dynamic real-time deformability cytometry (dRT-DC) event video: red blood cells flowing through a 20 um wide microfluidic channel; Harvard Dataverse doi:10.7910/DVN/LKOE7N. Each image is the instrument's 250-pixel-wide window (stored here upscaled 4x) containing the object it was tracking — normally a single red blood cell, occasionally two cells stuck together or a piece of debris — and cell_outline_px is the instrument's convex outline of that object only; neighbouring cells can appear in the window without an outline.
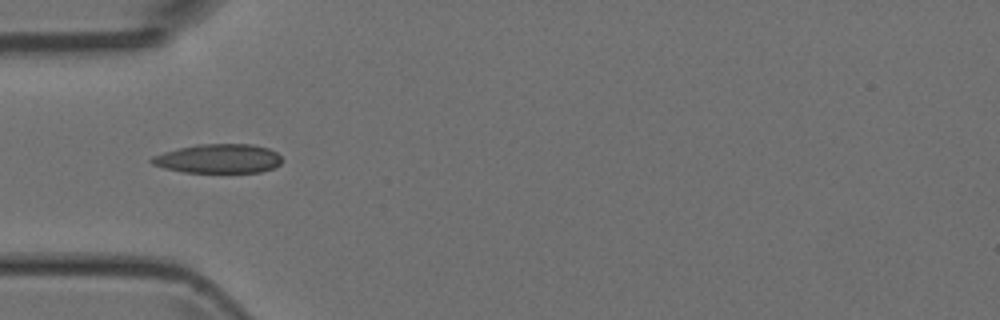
{"species": "Egyptian fruit bat (a non-hibernating species)", "species_latin": "Rousettus aegyptiacus", "temperature_condition": "room temperature", "stored_images_in_passage": 3, "camera_frame_rate_fps": 3000, "um_per_image_px": 0.085, "animal": {"sex": "female"}, "frame": {"image": 1, "passage_image": 3, "time_ms": 3.0, "image_size_px": [1000, 320], "cell_outline_px": [[284, 160], [280, 164], [272, 168], [260, 172], [184, 172], [164, 168], [152, 164], [148, 160], [152, 156], [164, 152], [196, 144], [252, 144], [268, 148], [276, 152]], "centroid_in_image_um": [18.57, 13.48], "position_along_channel_um": 66.4, "area_um2": 22.14}}